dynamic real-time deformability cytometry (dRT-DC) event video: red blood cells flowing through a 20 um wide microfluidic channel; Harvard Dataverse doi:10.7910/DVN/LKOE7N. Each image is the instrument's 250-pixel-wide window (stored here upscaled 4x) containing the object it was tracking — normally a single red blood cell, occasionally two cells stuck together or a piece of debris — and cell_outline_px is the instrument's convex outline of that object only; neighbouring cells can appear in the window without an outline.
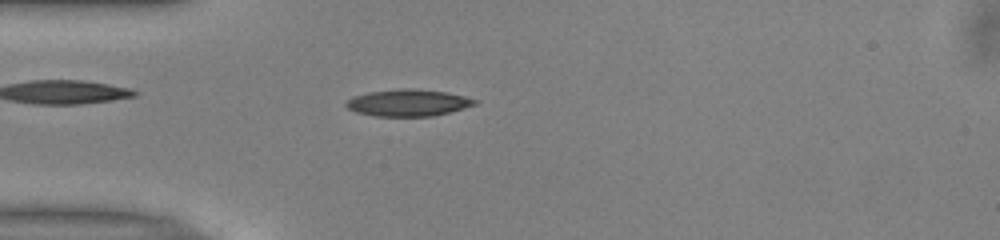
{"species": "common noctule bat (a hibernating species)", "species_latin": "Nyctalus noctula", "temperature_condition": "warm", "stored_images_in_passage": 48, "camera_frame_rate_fps": 3000, "um_per_image_px": 0.085, "animal": {"sex": "male", "body_mass_g": 13.0, "forearm_length_mm": 53.1}, "frame": {"image": 1, "passage_image": 11, "time_ms": 3.333, "image_size_px": [1000, 240], "cell_outline_px": [[480, 100], [476, 104], [464, 108], [432, 116], [376, 116], [356, 112], [348, 108], [344, 104], [352, 96], [368, 92], [400, 88], [408, 88], [444, 92], [464, 96]], "centroid_in_image_um": [34.67, 8.73], "position_along_channel_um": 50.3, "area_um2": 20.0}}
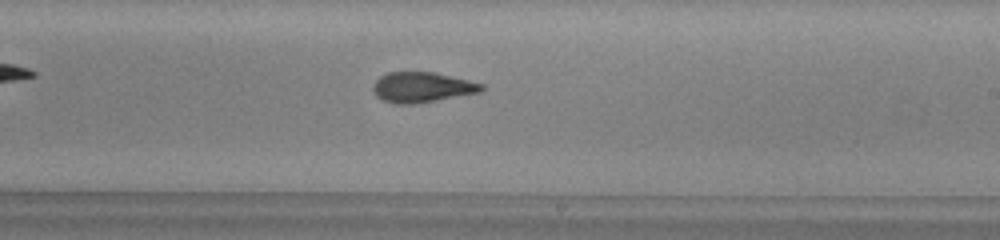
{"frame": {"image": 2, "passage_image": 27, "time_ms": 8.667, "image_size_px": [1000, 240], "cell_outline_px": [[484, 88], [480, 92], [416, 104], [396, 104], [384, 100], [376, 96], [372, 92], [372, 88], [376, 80], [380, 76], [388, 72], [432, 72], [468, 80], [484, 84]], "centroid_in_image_um": [35.84, 7.42], "position_along_channel_um": 253.2, "area_um2": 19.07}}
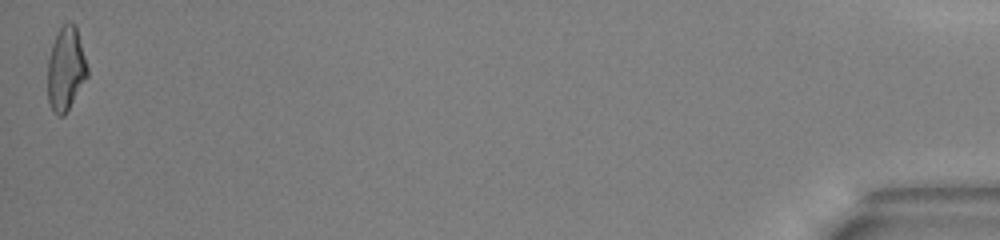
{"frame": {"image": 3, "passage_image": 48, "time_ms": 15.667, "image_size_px": [1000, 240], "cell_outline_px": [[88, 76], [64, 116], [56, 116], [52, 112], [48, 100], [48, 60], [52, 44], [60, 28], [64, 24], [76, 24], [88, 68]], "centroid_in_image_um": [5.6, 5.9], "position_along_channel_um": 429.6, "area_um2": 19.31}, "authors_computed_cell_mechanics": {"area_um2": 19.3052, "velocity_mm_per_s": 3.9887, "shape_relaxation_time_tau1_ms": 5.2515, "shape_relaxation_time_tau2_ms": 1.4923, "deformation_change_tau1": 0.1908, "deformation_change_tau2": 0.0932}}